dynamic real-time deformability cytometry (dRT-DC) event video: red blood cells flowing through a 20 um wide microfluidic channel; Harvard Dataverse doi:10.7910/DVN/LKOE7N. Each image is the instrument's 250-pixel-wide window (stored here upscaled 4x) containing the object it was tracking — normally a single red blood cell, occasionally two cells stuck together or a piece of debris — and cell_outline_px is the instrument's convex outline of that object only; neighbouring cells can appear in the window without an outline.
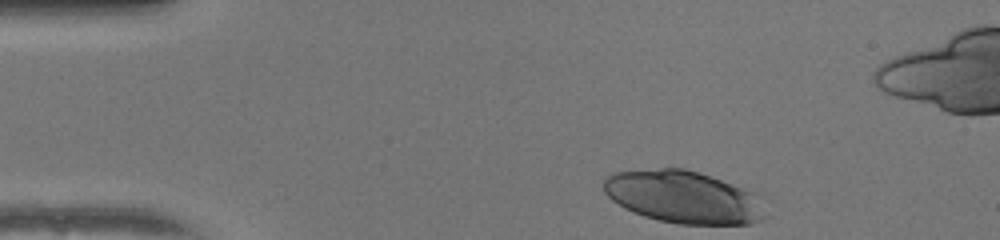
{"species": "human", "species_latin": "Homo sapiens", "temperature_condition": "warm", "stored_images_in_passage": 36, "camera_frame_rate_fps": 3000, "um_per_image_px": 0.085, "donor": {"sex": "female"}, "frame": {"image": 1, "passage_image": 1, "time_ms": 0.0, "image_size_px": [1000, 240], "cell_outline_px": [[768, 216], [764, 220], [752, 224], [680, 224], [660, 220], [644, 216], [624, 208], [612, 200], [604, 192], [604, 176], [612, 172], [660, 168], [684, 168], [700, 172], [752, 192]], "centroid_in_image_um": [58.05, 16.75], "position_along_channel_um": 26.9, "area_um2": 49.25}}
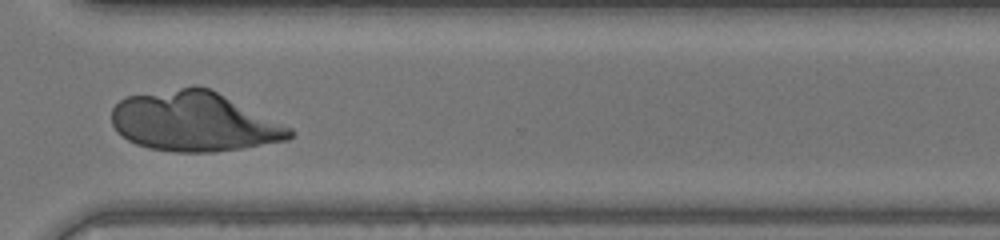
{"frame": {"image": 2, "passage_image": 31, "time_ms": 10.0, "image_size_px": [1000, 240], "cell_outline_px": [[292, 136], [288, 140], [244, 148], [212, 152], [176, 152], [148, 148], [136, 144], [128, 140], [116, 132], [112, 124], [112, 108], [124, 96], [192, 84], [196, 84], [208, 88], [292, 128]], "centroid_in_image_um": [16.44, 10.32], "position_along_channel_um": 354.2, "area_um2": 62.19}}
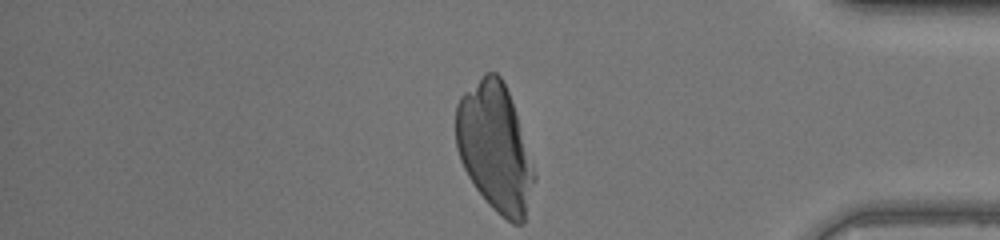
{"frame": {"image": 3, "passage_image": 36, "time_ms": 11.667, "image_size_px": [1000, 240], "cell_outline_px": [[536, 180], [524, 224], [512, 224], [496, 212], [488, 204], [476, 188], [468, 176], [460, 160], [456, 148], [456, 104], [460, 96], [484, 72], [496, 72], [500, 76], [508, 92], [536, 176]], "centroid_in_image_um": [42.05, 12.58], "position_along_channel_um": 393.2, "area_um2": 58.03}}